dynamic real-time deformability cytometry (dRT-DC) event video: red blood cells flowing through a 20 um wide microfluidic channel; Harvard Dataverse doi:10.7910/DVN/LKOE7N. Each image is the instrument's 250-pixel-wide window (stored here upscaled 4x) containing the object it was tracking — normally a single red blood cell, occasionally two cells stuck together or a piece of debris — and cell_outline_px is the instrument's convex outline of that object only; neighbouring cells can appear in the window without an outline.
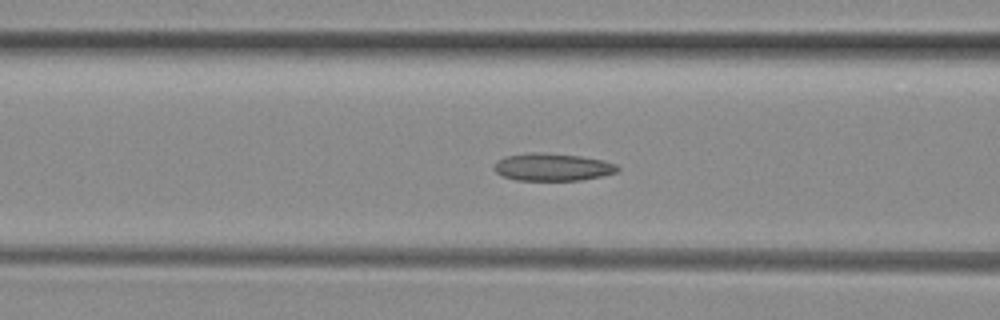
{"species": "common noctule bat (a hibernating species)", "species_latin": "Nyctalus noctula", "temperature_condition": "room temperature", "stored_images_in_passage": 51, "camera_frame_rate_fps": 3000, "um_per_image_px": 0.085, "animal": {"sex": "female", "body_mass_g": 29.2, "forearm_length_mm": 56.3}, "frame": {"image": 1, "passage_image": 19, "time_ms": 6.0, "image_size_px": [1000, 320], "cell_outline_px": [[620, 168], [616, 172], [600, 176], [580, 180], [516, 180], [504, 176], [496, 172], [492, 168], [504, 156], [528, 152], [544, 152], [580, 156], [604, 160], [616, 164]], "centroid_in_image_um": [46.96, 14.19], "position_along_channel_um": 119.6, "area_um2": 19.77}}
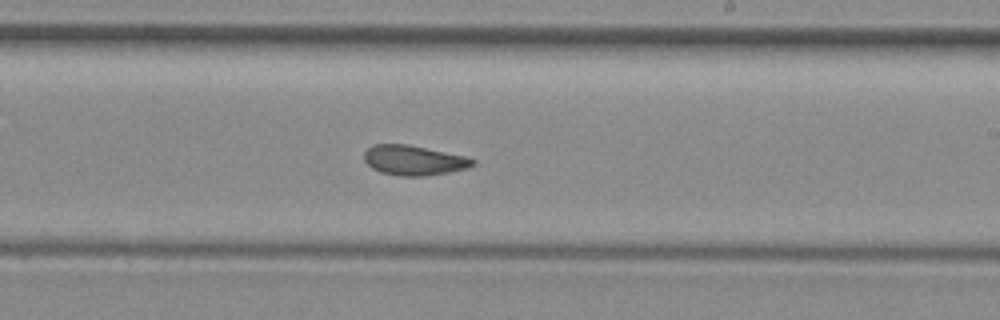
{"frame": {"image": 2, "passage_image": 29, "time_ms": 9.333, "image_size_px": [1000, 320], "cell_outline_px": [[476, 164], [468, 168], [428, 176], [400, 176], [380, 172], [372, 168], [364, 160], [364, 152], [372, 144], [408, 144], [464, 156], [476, 160]], "centroid_in_image_um": [35.17, 13.63], "position_along_channel_um": 253.8, "area_um2": 18.96}}
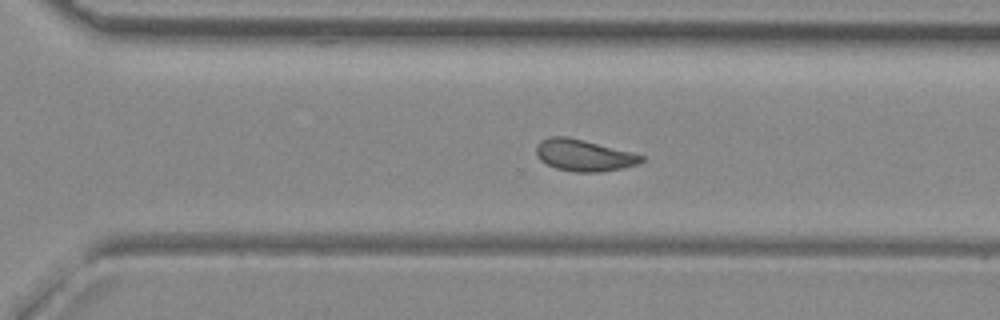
{"frame": {"image": 3, "passage_image": 34, "time_ms": 11.0, "image_size_px": [1000, 320], "cell_outline_px": [[644, 160], [636, 164], [624, 168], [600, 172], [576, 172], [556, 168], [540, 160], [536, 156], [536, 144], [540, 140], [548, 136], [564, 136], [584, 140], [632, 152], [644, 156]], "centroid_in_image_um": [49.6, 13.19], "position_along_channel_um": 321.0, "area_um2": 19.42}, "authors_computed_cell_mechanics": {"area_um2": 19.5364, "velocity_mm_per_s": 4.0364, "shape_relaxation_time_tau1_ms": null, "shape_relaxation_time_tau2_ms": 1.2866, "deformation_change_tau1": null, "deformation_change_tau2": 0.0687}}